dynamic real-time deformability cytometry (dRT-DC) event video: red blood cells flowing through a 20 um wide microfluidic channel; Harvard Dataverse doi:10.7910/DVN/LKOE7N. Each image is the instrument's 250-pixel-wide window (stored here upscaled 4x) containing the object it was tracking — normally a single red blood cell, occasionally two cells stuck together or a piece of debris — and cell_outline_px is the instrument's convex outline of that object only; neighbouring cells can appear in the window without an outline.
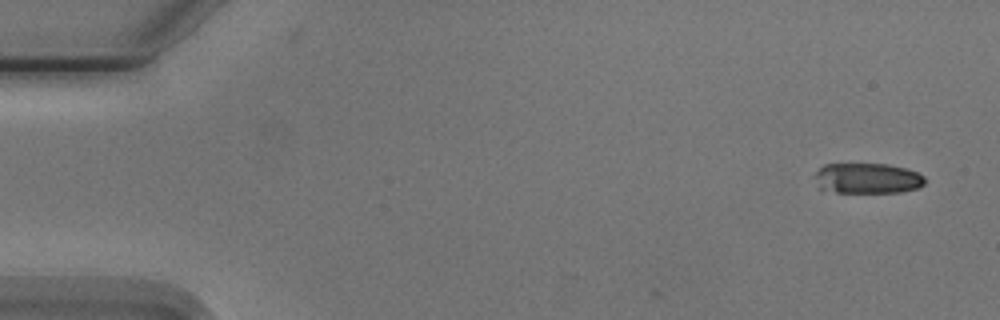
{"species": "Egyptian fruit bat (a non-hibernating species)", "species_latin": "Rousettus aegyptiacus", "temperature_condition": "cold", "stored_images_in_passage": 4, "camera_frame_rate_fps": 3000, "um_per_image_px": 0.085, "animal": {"sex": "male"}, "frame": {"image": 1, "passage_image": 1, "time_ms": 0.0, "image_size_px": [1000, 320], "cell_outline_px": [[924, 184], [916, 188], [900, 192], [836, 192], [820, 188], [816, 176], [816, 172], [824, 164], [888, 164], [904, 168], [916, 172], [924, 176]], "centroid_in_image_um": [73.74, 15.15], "position_along_channel_um": 11.3, "area_um2": 19.19}}